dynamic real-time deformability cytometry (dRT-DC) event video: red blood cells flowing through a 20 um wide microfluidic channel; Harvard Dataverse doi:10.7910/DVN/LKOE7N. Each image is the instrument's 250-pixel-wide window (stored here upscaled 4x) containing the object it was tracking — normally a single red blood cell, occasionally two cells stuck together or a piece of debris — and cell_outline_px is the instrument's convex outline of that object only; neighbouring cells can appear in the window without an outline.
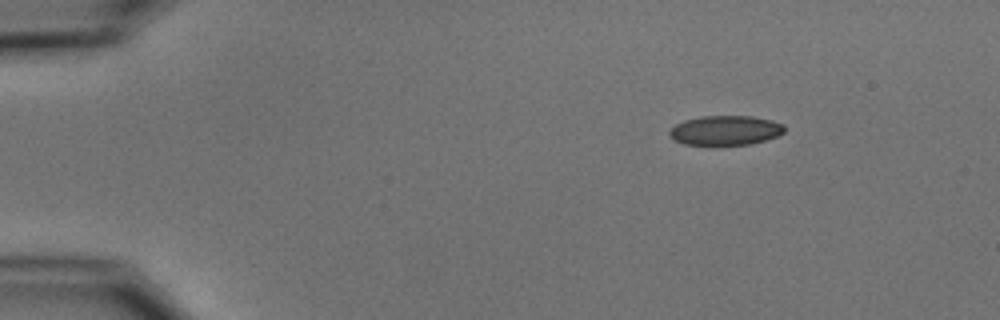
{"species": "common noctule bat (a hibernating species)", "species_latin": "Nyctalus noctula", "temperature_condition": "cold", "stored_images_in_passage": 47, "camera_frame_rate_fps": 3000, "um_per_image_px": 0.085, "animal": {"sex": "male", "body_mass_g": 15.6}, "frame": {"image": 1, "passage_image": 1, "time_ms": 0.0, "image_size_px": [1000, 320], "cell_outline_px": [[784, 132], [776, 136], [764, 140], [748, 144], [684, 144], [668, 136], [668, 132], [676, 124], [684, 120], [700, 116], [752, 116], [772, 120], [784, 124]], "centroid_in_image_um": [61.65, 11.06], "position_along_channel_um": 23.4, "area_um2": 19.59}}
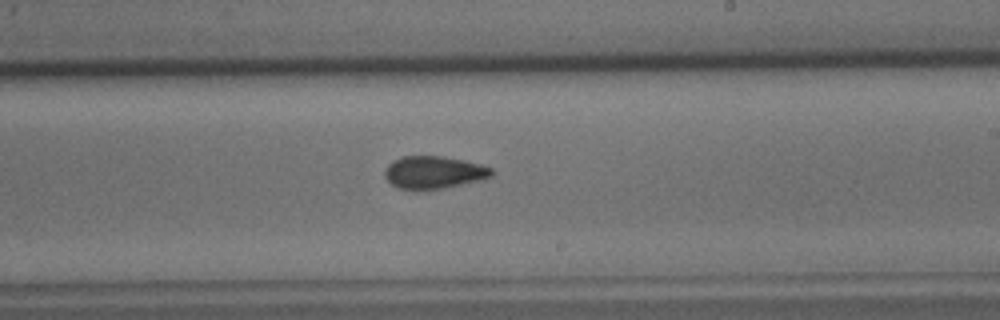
{"frame": {"image": 2, "passage_image": 26, "time_ms": 8.333, "image_size_px": [1000, 320], "cell_outline_px": [[496, 172], [492, 176], [484, 180], [444, 188], [400, 188], [392, 184], [384, 176], [384, 168], [392, 160], [400, 156], [440, 156], [464, 160], [480, 164], [492, 168]], "centroid_in_image_um": [36.91, 14.63], "position_along_channel_um": 252.1, "area_um2": 20.29}}
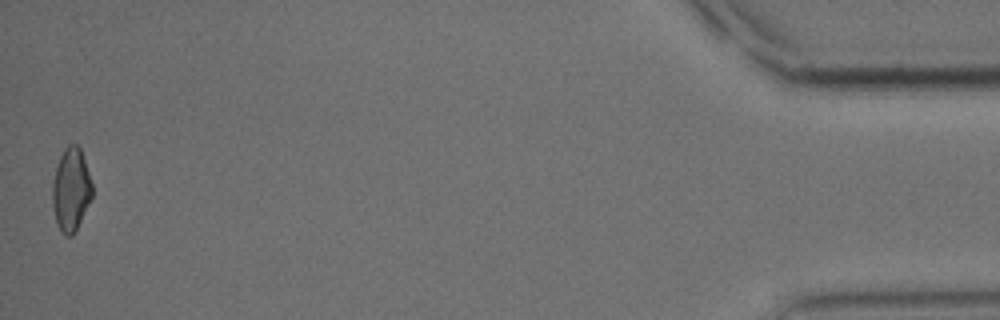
{"frame": {"image": 3, "passage_image": 47, "time_ms": 15.333, "image_size_px": [1000, 320], "cell_outline_px": [[92, 196], [72, 236], [64, 236], [60, 232], [56, 224], [52, 208], [52, 184], [56, 168], [60, 156], [64, 148], [68, 144], [76, 144], [80, 148], [92, 184]], "centroid_in_image_um": [6.0, 16.13], "position_along_channel_um": 429.2, "area_um2": 19.13}, "authors_computed_cell_mechanics": {"area_um2": 20.1144, "velocity_mm_per_s": 3.7408, "shape_relaxation_time_tau1_ms": 5.8365, "shape_relaxation_time_tau2_ms": 2.0337, "deformation_change_tau1": 0.116, "deformation_change_tau2": 0.0737}}